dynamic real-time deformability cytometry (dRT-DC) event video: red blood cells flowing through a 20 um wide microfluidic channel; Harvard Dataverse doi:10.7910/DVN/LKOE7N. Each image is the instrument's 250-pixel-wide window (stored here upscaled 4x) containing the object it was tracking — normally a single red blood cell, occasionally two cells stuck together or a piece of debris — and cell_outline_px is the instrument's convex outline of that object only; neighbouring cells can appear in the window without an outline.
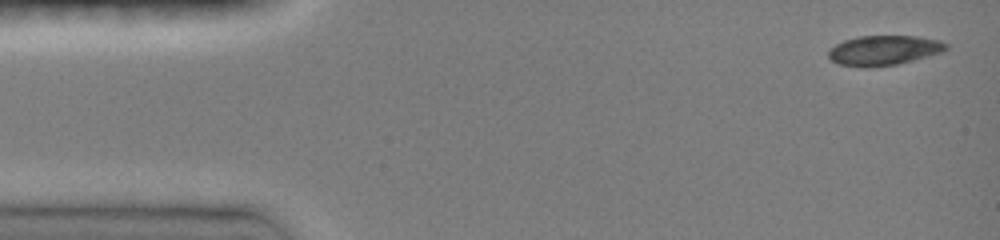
{"species": "common noctule bat (a hibernating species)", "species_latin": "Nyctalus noctula", "temperature_condition": "room temperature", "stored_images_in_passage": 6, "camera_frame_rate_fps": 3000, "um_per_image_px": 0.085, "animal": {"sex": "female", "body_mass_g": 19.0, "forearm_length_mm": 51.5}, "frame": {"image": 1, "passage_image": 1, "time_ms": 0.0, "image_size_px": [1000, 240], "cell_outline_px": [[948, 48], [940, 52], [912, 60], [896, 64], [868, 68], [864, 68], [836, 64], [828, 56], [828, 52], [836, 44], [844, 40], [856, 36], [916, 36], [940, 40], [948, 44]], "centroid_in_image_um": [75.09, 4.28], "position_along_channel_um": 9.9, "area_um2": 20.4}}
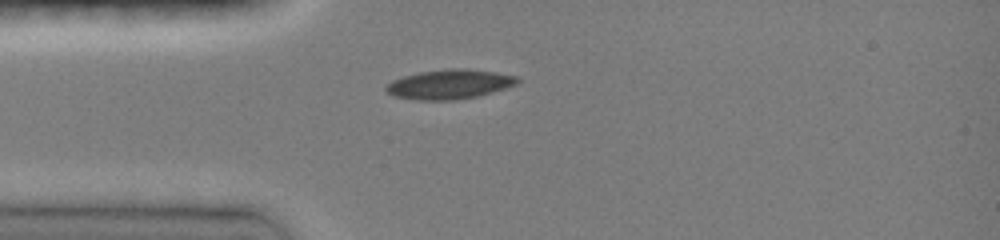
{"frame": {"image": 2, "passage_image": 5, "time_ms": 3.333, "image_size_px": [1000, 240], "cell_outline_px": [[520, 80], [516, 84], [492, 92], [476, 96], [452, 100], [416, 100], [392, 96], [384, 88], [392, 80], [404, 76], [420, 72], [452, 68], [468, 68], [496, 72], [516, 76]], "centroid_in_image_um": [38.19, 7.16], "position_along_channel_um": 46.8, "area_um2": 22.48}}